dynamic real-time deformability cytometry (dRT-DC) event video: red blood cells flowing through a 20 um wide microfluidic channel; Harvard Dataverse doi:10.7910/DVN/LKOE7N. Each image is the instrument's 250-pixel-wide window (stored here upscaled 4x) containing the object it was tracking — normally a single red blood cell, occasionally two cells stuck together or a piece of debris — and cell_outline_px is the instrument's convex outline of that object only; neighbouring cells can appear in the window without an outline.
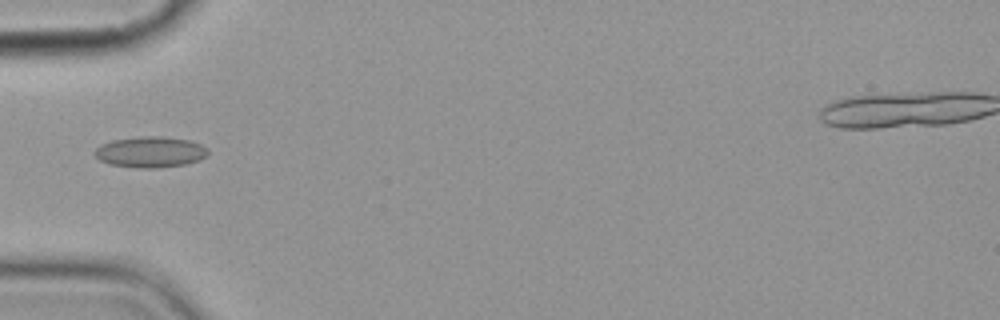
{"species": "common noctule bat (a hibernating species)", "species_latin": "Nyctalus noctula", "temperature_condition": "cold", "stored_images_in_passage": 8, "camera_frame_rate_fps": 3000, "um_per_image_px": 0.085, "animal": {"sex": "female", "body_mass_g": 19.9}, "frame": {"image": 1, "passage_image": 6, "time_ms": 6.0, "image_size_px": [1000, 320], "cell_outline_px": [[208, 156], [200, 160], [184, 164], [156, 168], [136, 168], [108, 164], [100, 160], [92, 152], [100, 144], [112, 140], [140, 136], [164, 136], [192, 140], [208, 148]], "centroid_in_image_um": [12.78, 12.91], "position_along_channel_um": 72.2, "area_um2": 20.75}}
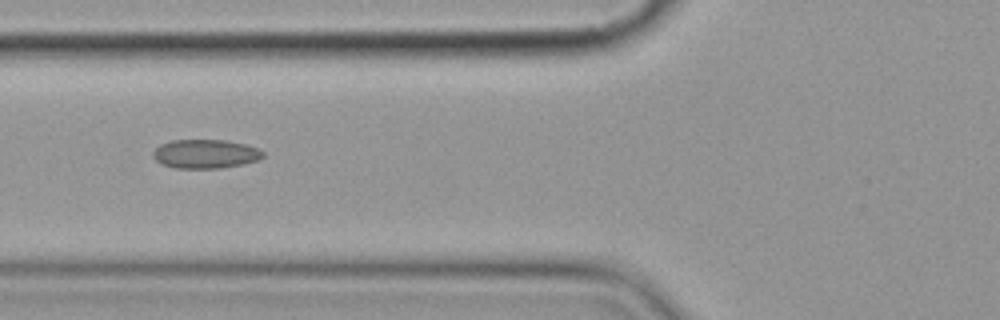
{"frame": {"image": 2, "passage_image": 7, "time_ms": 7.0, "image_size_px": [1000, 320], "cell_outline_px": [[264, 156], [256, 160], [244, 164], [220, 168], [176, 168], [164, 164], [156, 160], [152, 156], [152, 152], [160, 144], [172, 140], [228, 140], [244, 144], [256, 148], [264, 152]], "centroid_in_image_um": [17.45, 13.07], "position_along_channel_um": 108.4, "area_um2": 18.44}}
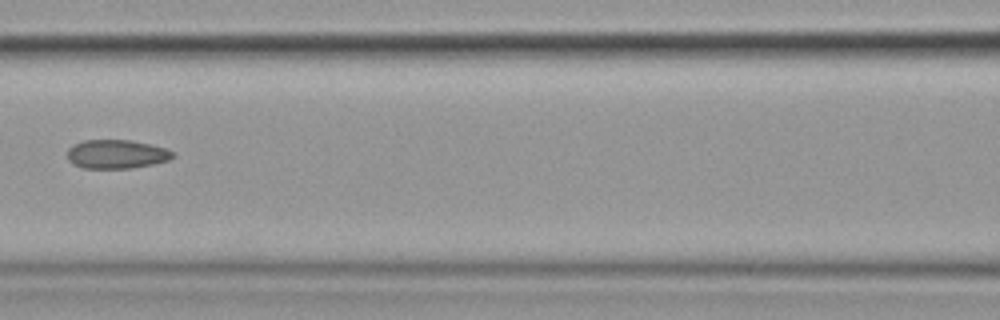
{"frame": {"image": 3, "passage_image": 8, "time_ms": 8.333, "image_size_px": [1000, 320], "cell_outline_px": [[176, 156], [168, 160], [152, 164], [132, 168], [84, 168], [72, 164], [68, 160], [68, 148], [72, 144], [84, 140], [128, 140], [152, 144], [176, 152]], "centroid_in_image_um": [9.91, 13.1], "position_along_channel_um": 156.7, "area_um2": 17.86}}